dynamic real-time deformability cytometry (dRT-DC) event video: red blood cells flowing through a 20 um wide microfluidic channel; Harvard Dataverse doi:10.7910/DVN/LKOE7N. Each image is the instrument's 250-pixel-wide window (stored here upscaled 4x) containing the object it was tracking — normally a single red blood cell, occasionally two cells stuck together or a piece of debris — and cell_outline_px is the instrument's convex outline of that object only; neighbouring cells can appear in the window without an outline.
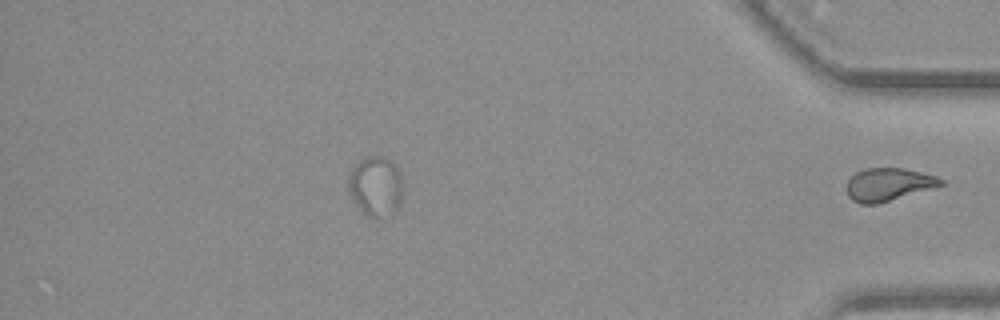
{"species": "common noctule bat (a hibernating species)", "species_latin": "Nyctalus noctula", "temperature_condition": "warm", "stored_images_in_passage": 49, "segment_of_instrument_passage": [2, 2], "camera_frame_rate_fps": 3000, "um_per_image_px": 0.085, "animal": {"sex": "female", "body_mass_g": 19.3, "forearm_length_mm": 54.1}, "frame": {"image": 1, "passage_image": 49, "time_ms": 16.0, "image_size_px": [1000, 320], "cell_outline_px": [[944, 184], [876, 204], [860, 204], [852, 200], [848, 196], [848, 180], [856, 172], [864, 168], [904, 168], [936, 176], [944, 180]], "centroid_in_image_um": [75.49, 15.66], "position_along_channel_um": 359.7, "area_um2": 17.69}}